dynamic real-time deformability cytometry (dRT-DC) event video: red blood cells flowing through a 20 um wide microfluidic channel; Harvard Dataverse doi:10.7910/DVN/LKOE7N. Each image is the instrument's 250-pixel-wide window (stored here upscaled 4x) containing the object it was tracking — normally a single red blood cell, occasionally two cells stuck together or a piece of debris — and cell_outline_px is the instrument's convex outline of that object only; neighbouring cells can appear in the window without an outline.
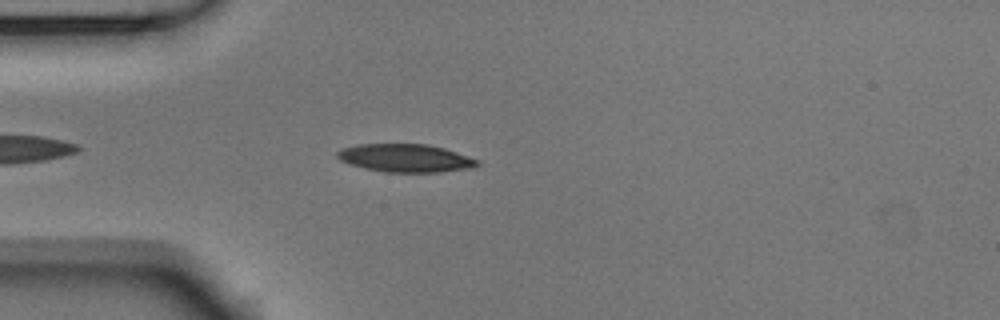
{"species": "Egyptian fruit bat (a non-hibernating species)", "species_latin": "Rousettus aegyptiacus", "temperature_condition": "room temperature", "stored_images_in_passage": 2, "camera_frame_rate_fps": 3000, "um_per_image_px": 0.085, "animal": {"sex": "male"}, "frame": {"image": 1, "passage_image": 1, "time_ms": 0.0, "image_size_px": [1000, 320], "cell_outline_px": [[480, 164], [472, 168], [440, 172], [384, 172], [364, 168], [340, 160], [336, 156], [336, 152], [344, 148], [356, 144], [428, 144], [444, 148], [480, 160]], "centroid_in_image_um": [34.49, 13.43], "position_along_channel_um": 50.5, "area_um2": 22.89}}